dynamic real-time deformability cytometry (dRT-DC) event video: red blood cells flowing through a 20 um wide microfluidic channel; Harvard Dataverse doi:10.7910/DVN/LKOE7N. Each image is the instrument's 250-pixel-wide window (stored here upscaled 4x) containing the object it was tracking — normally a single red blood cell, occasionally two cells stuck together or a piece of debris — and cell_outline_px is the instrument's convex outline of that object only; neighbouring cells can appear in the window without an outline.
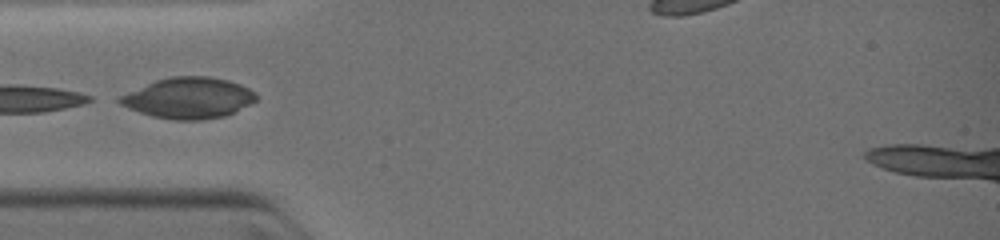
{"species": "common noctule bat (a hibernating species)", "species_latin": "Nyctalus noctula", "temperature_condition": "warm", "stored_images_in_passage": 4, "camera_frame_rate_fps": 3000, "um_per_image_px": 0.085, "animal": {"sex": "female", "body_mass_g": 19.0, "forearm_length_mm": 51.5}, "frame": {"image": 1, "passage_image": 3, "time_ms": 2.667, "image_size_px": [1000, 240], "cell_outline_px": [[256, 100], [252, 104], [224, 116], [200, 120], [172, 120], [152, 116], [128, 108], [120, 104], [116, 100], [120, 96], [156, 80], [168, 76], [208, 76], [228, 80], [240, 84], [256, 92]], "centroid_in_image_um": [16.05, 8.33], "position_along_channel_um": 69.0, "area_um2": 32.48}}